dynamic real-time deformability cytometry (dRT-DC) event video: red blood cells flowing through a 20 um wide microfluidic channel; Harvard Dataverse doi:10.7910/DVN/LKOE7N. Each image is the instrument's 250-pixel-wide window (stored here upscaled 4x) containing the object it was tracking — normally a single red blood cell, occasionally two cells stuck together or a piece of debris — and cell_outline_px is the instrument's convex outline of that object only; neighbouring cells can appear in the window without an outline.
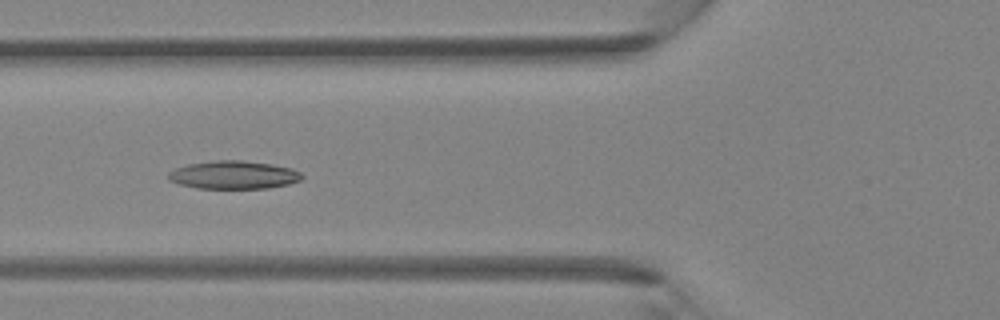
{"species": "Egyptian fruit bat (a non-hibernating species)", "species_latin": "Rousettus aegyptiacus", "temperature_condition": "room temperature", "stored_images_in_passage": 5, "camera_frame_rate_fps": 3000, "um_per_image_px": 0.085, "animal": {"sex": "female"}, "frame": {"image": 1, "passage_image": 5, "time_ms": 1.333, "image_size_px": [1000, 320], "cell_outline_px": [[304, 176], [300, 180], [288, 184], [268, 188], [196, 188], [180, 184], [168, 180], [168, 172], [176, 168], [188, 164], [212, 160], [244, 160], [272, 164], [292, 168], [300, 172]], "centroid_in_image_um": [19.86, 14.86], "position_along_channel_um": 105.9, "area_um2": 21.96}}